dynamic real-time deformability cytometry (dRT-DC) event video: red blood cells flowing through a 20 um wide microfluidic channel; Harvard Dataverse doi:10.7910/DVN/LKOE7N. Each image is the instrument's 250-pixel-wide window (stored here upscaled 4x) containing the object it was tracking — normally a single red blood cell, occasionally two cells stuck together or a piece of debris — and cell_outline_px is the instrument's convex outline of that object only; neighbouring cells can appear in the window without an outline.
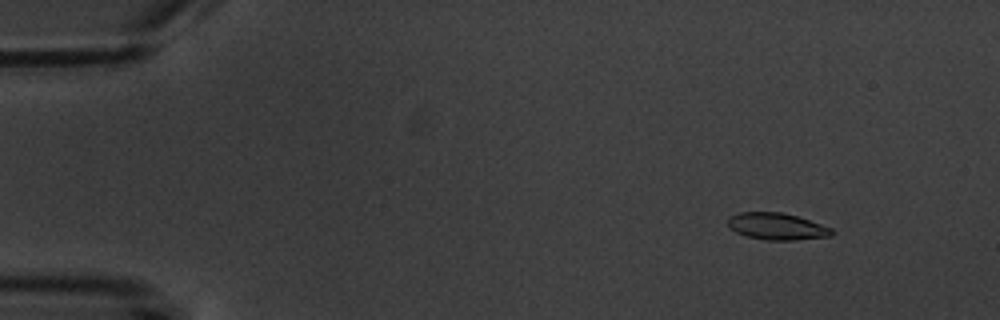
{"species": "common noctule bat (a hibernating species)", "species_latin": "Nyctalus noctula", "temperature_condition": "warm", "stored_images_in_passage": 4, "camera_frame_rate_fps": 3000, "um_per_image_px": 0.085, "animal": {"sex": "male", "body_mass_g": 20.1, "forearm_length_mm": 53.5}, "frame": {"image": 1, "passage_image": 2, "time_ms": 1.0, "image_size_px": [1000, 320], "cell_outline_px": [[836, 232], [832, 236], [792, 240], [768, 240], [748, 236], [736, 232], [728, 228], [728, 216], [740, 212], [784, 212], [832, 228]], "centroid_in_image_um": [66.03, 19.24], "position_along_channel_um": 19.0, "area_um2": 16.24}}
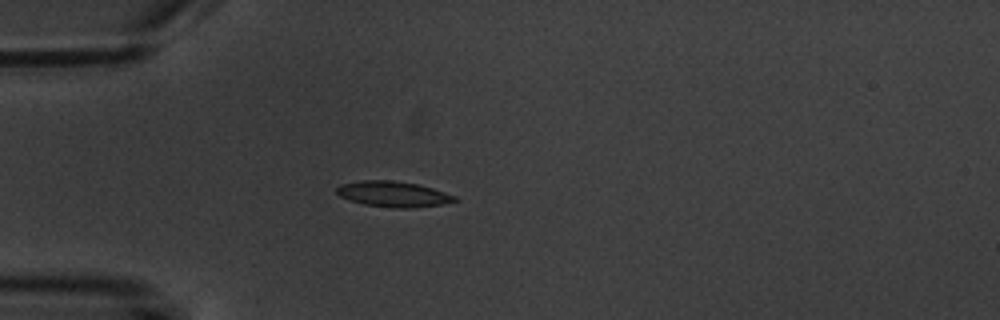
{"frame": {"image": 2, "passage_image": 4, "time_ms": 4.333, "image_size_px": [1000, 320], "cell_outline_px": [[460, 200], [444, 204], [412, 208], [392, 208], [364, 204], [340, 196], [336, 192], [336, 188], [340, 184], [360, 180], [392, 180], [416, 184], [432, 188], [456, 196]], "centroid_in_image_um": [33.44, 16.5], "position_along_channel_um": 51.6, "area_um2": 17.63}}